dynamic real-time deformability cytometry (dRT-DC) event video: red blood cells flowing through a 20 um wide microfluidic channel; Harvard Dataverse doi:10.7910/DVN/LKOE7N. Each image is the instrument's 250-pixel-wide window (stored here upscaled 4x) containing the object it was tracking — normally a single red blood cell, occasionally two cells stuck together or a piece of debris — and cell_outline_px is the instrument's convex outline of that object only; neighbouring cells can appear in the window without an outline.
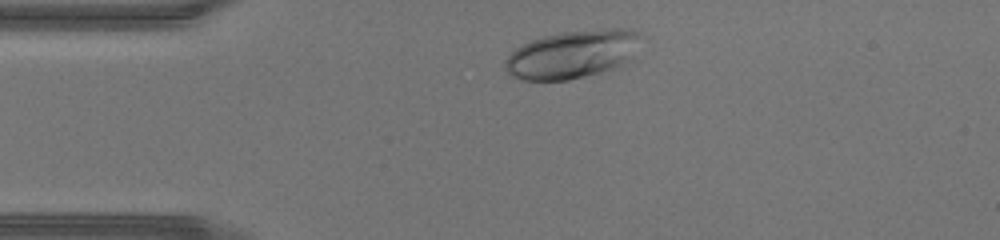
{"species": "human", "species_latin": "Homo sapiens", "temperature_condition": "warm", "stored_images_in_passage": 30, "camera_frame_rate_fps": 3000, "um_per_image_px": 0.085, "donor": {"sex": "male"}, "frame": {"image": 1, "passage_image": 3, "time_ms": 0.667, "image_size_px": [1000, 240], "cell_outline_px": [[640, 36], [632, 60], [616, 68], [568, 80], [524, 80], [512, 76], [504, 68], [504, 64], [508, 56], [516, 48], [532, 40], [544, 36], [560, 32], [600, 28], [628, 28], [640, 32]], "centroid_in_image_um": [48.69, 4.6], "position_along_channel_um": 36.3, "area_um2": 38.21}}
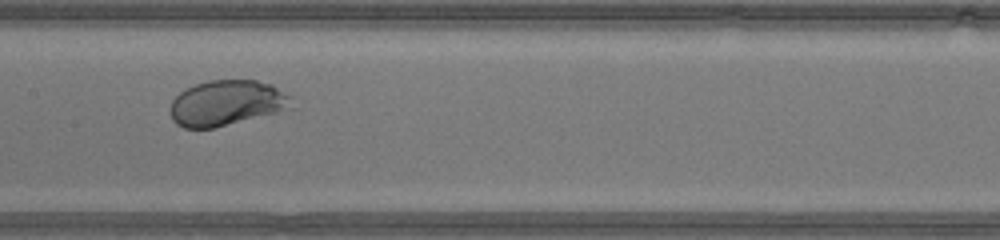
{"frame": {"image": 2, "passage_image": 15, "time_ms": 4.667, "image_size_px": [1000, 240], "cell_outline_px": [[292, 108], [216, 128], [184, 128], [176, 124], [172, 120], [172, 100], [180, 92], [196, 84], [208, 80], [256, 80], [272, 84], [292, 96]], "centroid_in_image_um": [19.3, 8.75], "position_along_channel_um": 188.1, "area_um2": 32.14}}
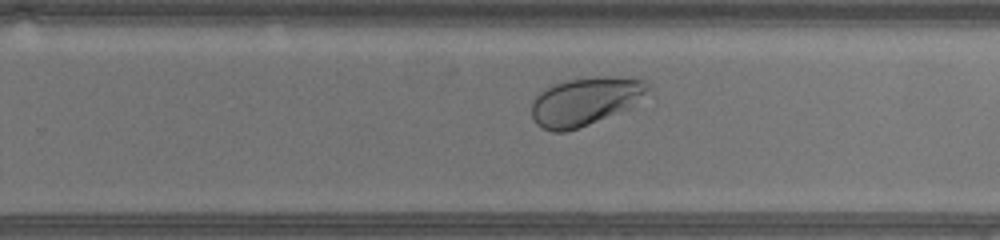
{"frame": {"image": 3, "passage_image": 21, "time_ms": 6.667, "image_size_px": [1000, 240], "cell_outline_px": [[652, 92], [632, 108], [588, 124], [564, 132], [552, 132], [536, 124], [532, 116], [532, 100], [540, 92], [556, 84], [568, 80], [600, 76], [636, 76], [648, 80], [652, 88]], "centroid_in_image_um": [49.9, 8.58], "position_along_channel_um": 279.9, "area_um2": 33.41}}